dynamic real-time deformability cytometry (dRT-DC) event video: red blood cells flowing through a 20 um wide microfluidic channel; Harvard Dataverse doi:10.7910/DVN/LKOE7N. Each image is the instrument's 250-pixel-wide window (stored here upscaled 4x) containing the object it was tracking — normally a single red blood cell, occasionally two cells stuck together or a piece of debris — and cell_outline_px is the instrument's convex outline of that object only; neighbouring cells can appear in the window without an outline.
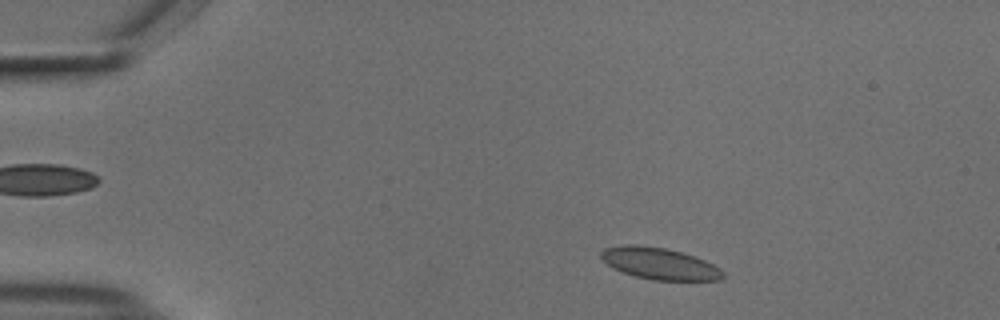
{"species": "common noctule bat (a hibernating species)", "species_latin": "Nyctalus noctula", "temperature_condition": "cold", "stored_images_in_passage": 50, "camera_frame_rate_fps": 3000, "um_per_image_px": 0.085, "animal": {"sex": "male", "body_mass_g": 18.8}, "frame": {"image": 1, "passage_image": 5, "time_ms": 1.333, "image_size_px": [1000, 320], "cell_outline_px": [[724, 276], [720, 280], [652, 280], [636, 276], [612, 268], [600, 256], [600, 252], [604, 248], [624, 244], [636, 244], [664, 248], [696, 256], [720, 268], [724, 272]], "centroid_in_image_um": [56.05, 22.39], "position_along_channel_um": 28.9, "area_um2": 22.43}}
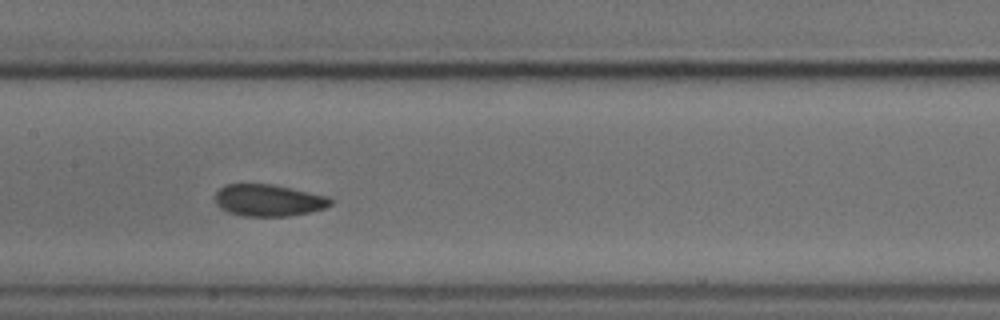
{"frame": {"image": 2, "passage_image": 23, "time_ms": 7.333, "image_size_px": [1000, 320], "cell_outline_px": [[332, 204], [324, 208], [308, 212], [288, 216], [244, 216], [228, 212], [220, 208], [216, 204], [216, 192], [224, 184], [272, 184], [328, 196], [332, 200]], "centroid_in_image_um": [22.81, 17.02], "position_along_channel_um": 184.6, "area_um2": 21.33}}
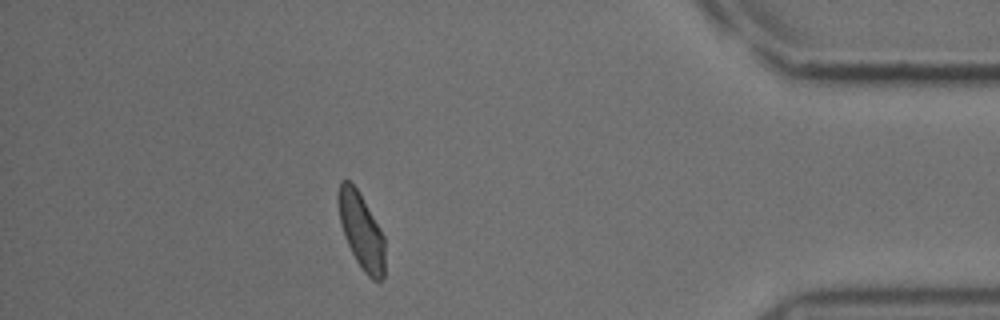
{"frame": {"image": 3, "passage_image": 44, "time_ms": 14.333, "image_size_px": [1000, 320], "cell_outline_px": [[384, 276], [380, 280], [372, 280], [364, 272], [356, 260], [344, 236], [340, 224], [336, 200], [336, 196], [340, 180], [348, 180], [356, 188], [380, 228], [384, 236]], "centroid_in_image_um": [30.67, 19.61], "position_along_channel_um": 404.5, "area_um2": 20.58}, "authors_computed_cell_mechanics": {"area_um2": 21.5883, "velocity_mm_per_s": 3.6996, "shape_relaxation_time_tau1_ms": 3.9301, "shape_relaxation_time_tau2_ms": 1.7591, "deformation_change_tau1": 0.0846, "deformation_change_tau2": 0.0536}}